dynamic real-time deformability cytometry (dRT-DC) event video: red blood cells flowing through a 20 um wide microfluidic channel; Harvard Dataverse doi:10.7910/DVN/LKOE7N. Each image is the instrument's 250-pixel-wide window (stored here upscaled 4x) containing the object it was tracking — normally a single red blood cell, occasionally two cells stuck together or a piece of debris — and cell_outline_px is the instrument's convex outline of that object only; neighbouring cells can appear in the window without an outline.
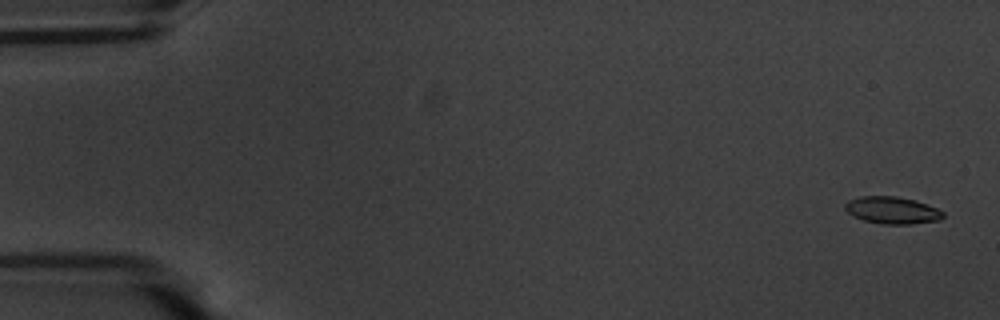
{"species": "common noctule bat (a hibernating species)", "species_latin": "Nyctalus noctula", "temperature_condition": "warm", "stored_images_in_passage": 56, "camera_frame_rate_fps": 3000, "um_per_image_px": 0.085, "animal": {"sex": "male", "body_mass_g": 20.1, "forearm_length_mm": 53.5}, "frame": {"image": 1, "passage_image": 1, "time_ms": 0.0, "image_size_px": [1000, 320], "cell_outline_px": [[944, 216], [940, 220], [908, 224], [884, 224], [864, 220], [848, 212], [844, 208], [844, 204], [848, 200], [860, 196], [896, 196], [916, 200], [936, 208], [944, 212]], "centroid_in_image_um": [75.84, 17.86], "position_along_channel_um": 9.2, "area_um2": 15.37}}
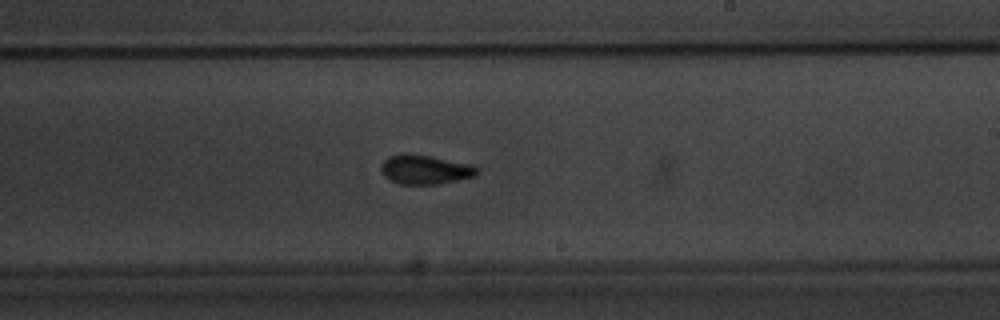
{"frame": {"image": 2, "passage_image": 33, "time_ms": 10.667, "image_size_px": [1000, 320], "cell_outline_px": [[480, 168], [476, 176], [436, 184], [400, 184], [384, 176], [380, 168], [380, 164], [388, 156], [428, 156], [472, 164]], "centroid_in_image_um": [36.18, 14.44], "position_along_channel_um": 252.8, "area_um2": 15.84}}
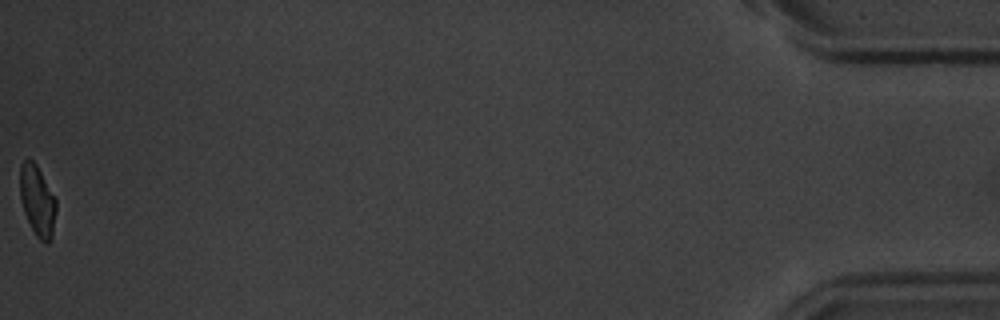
{"frame": {"image": 3, "passage_image": 56, "time_ms": 18.333, "image_size_px": [1000, 320], "cell_outline_px": [[56, 212], [52, 236], [48, 244], [44, 244], [36, 236], [24, 212], [20, 200], [20, 164], [24, 160], [32, 160], [36, 164], [56, 200]], "centroid_in_image_um": [3.17, 17.09], "position_along_channel_um": 432.0, "area_um2": 14.8}, "authors_computed_cell_mechanics": {"area_um2": 15.7794, "velocity_mm_per_s": 3.5902, "shape_relaxation_time_tau1_ms": 2.9933, "shape_relaxation_time_tau2_ms": 2.0608, "deformation_change_tau1": 0.1088, "deformation_change_tau2": 0.0526}}